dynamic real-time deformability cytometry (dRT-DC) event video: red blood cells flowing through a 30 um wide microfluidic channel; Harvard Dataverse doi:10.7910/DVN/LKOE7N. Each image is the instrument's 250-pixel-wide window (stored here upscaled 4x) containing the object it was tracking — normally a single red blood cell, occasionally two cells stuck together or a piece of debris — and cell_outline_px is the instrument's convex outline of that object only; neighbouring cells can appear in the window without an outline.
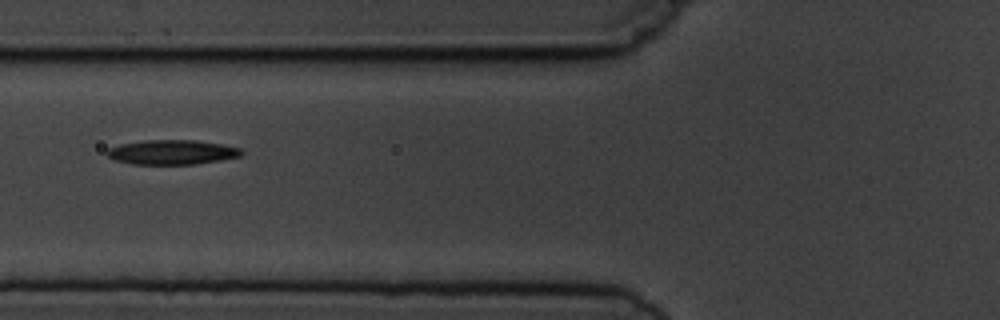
{"species": "common noctule bat (a hibernating species)", "species_latin": "Nyctalus noctula", "temperature_condition": "cold", "stored_images_in_passage": 6, "camera_frame_rate_fps": 3000, "um_per_image_px": 0.085, "animal": {"sex": "male", "body_mass_g": 19.5, "forearm_length_mm": 54.6}, "frame": {"image": 1, "passage_image": 6, "time_ms": 6.333, "image_size_px": [1000, 320], "cell_outline_px": [[244, 152], [240, 156], [220, 160], [196, 164], [132, 164], [116, 160], [108, 156], [104, 152], [108, 148], [120, 144], [144, 140], [196, 140], [220, 144], [240, 148]], "centroid_in_image_um": [14.6, 12.93], "position_along_channel_um": 111.2, "area_um2": 19.25}}